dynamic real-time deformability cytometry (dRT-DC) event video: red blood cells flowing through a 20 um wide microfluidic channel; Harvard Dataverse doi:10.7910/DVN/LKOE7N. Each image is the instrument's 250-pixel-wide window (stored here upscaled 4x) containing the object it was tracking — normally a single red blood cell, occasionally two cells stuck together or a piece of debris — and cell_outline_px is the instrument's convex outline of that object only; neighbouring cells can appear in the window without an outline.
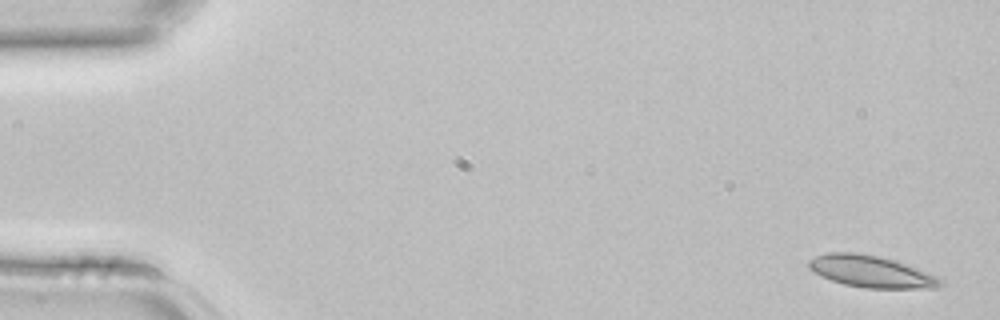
{"species": "common noctule bat (a hibernating species)", "species_latin": "Nyctalus noctula", "temperature_condition": "room temperature", "stored_images_in_passage": 4, "segment_of_instrument_passage": [1, 2], "camera_frame_rate_fps": 3000, "um_per_image_px": 0.085, "animal": {"sex": "female", "body_mass_g": 22.7, "forearm_length_mm": 54.2}, "frame": {"image": 1, "passage_image": 1, "time_ms": 0.0, "image_size_px": [1000, 320], "cell_outline_px": [[944, 284], [936, 288], [864, 288], [844, 284], [832, 280], [808, 268], [808, 260], [816, 256], [828, 252], [856, 252], [880, 256], [896, 260], [940, 276], [944, 280]], "centroid_in_image_um": [74.12, 23.07], "position_along_channel_um": 10.9, "area_um2": 24.62}}